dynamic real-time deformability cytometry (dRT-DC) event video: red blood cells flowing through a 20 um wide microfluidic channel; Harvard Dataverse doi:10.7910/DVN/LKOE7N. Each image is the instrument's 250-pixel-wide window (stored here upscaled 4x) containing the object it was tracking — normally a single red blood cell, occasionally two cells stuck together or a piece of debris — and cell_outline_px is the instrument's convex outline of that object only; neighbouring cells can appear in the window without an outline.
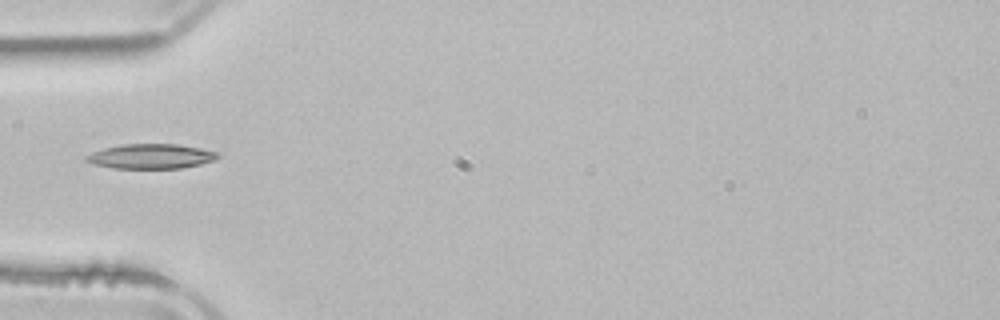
{"species": "common noctule bat (a hibernating species)", "species_latin": "Nyctalus noctula", "temperature_condition": "room temperature", "stored_images_in_passage": 4, "camera_frame_rate_fps": 3000, "um_per_image_px": 0.085, "animal": {"sex": "male", "body_mass_g": 21.5, "forearm_length_mm": 52.0}, "frame": {"image": 1, "passage_image": 4, "time_ms": 4.333, "image_size_px": [1000, 320], "cell_outline_px": [[220, 156], [216, 160], [200, 164], [180, 168], [112, 168], [96, 164], [84, 160], [84, 156], [92, 152], [104, 148], [124, 144], [176, 144], [200, 148], [220, 152]], "centroid_in_image_um": [12.86, 13.28], "position_along_channel_um": 72.1, "area_um2": 18.96}}